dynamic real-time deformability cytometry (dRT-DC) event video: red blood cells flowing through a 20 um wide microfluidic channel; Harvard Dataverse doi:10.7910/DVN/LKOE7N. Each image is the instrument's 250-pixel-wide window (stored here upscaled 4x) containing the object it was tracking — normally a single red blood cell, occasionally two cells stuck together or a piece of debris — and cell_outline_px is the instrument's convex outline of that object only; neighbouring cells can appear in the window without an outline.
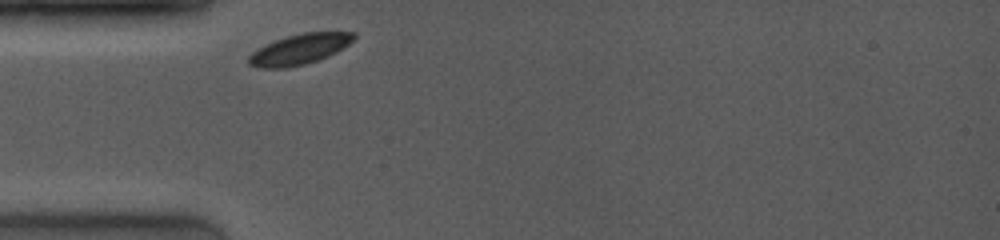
{"species": "common noctule bat (a hibernating species)", "species_latin": "Nyctalus noctula", "temperature_condition": "room temperature", "stored_images_in_passage": 25, "camera_frame_rate_fps": 4000, "um_per_image_px": 0.085, "animal": {"sex": "female", "body_mass_g": 19.0, "forearm_length_mm": 53.3}, "frame": {"image": 1, "passage_image": 1, "time_ms": 0.0, "image_size_px": [1000, 240], "cell_outline_px": [[356, 36], [348, 44], [336, 52], [328, 56], [304, 64], [284, 68], [260, 68], [248, 64], [248, 56], [252, 52], [264, 44], [288, 36], [304, 32], [356, 32]], "centroid_in_image_um": [25.43, 4.18], "position_along_channel_um": 59.6, "area_um2": 18.44}}
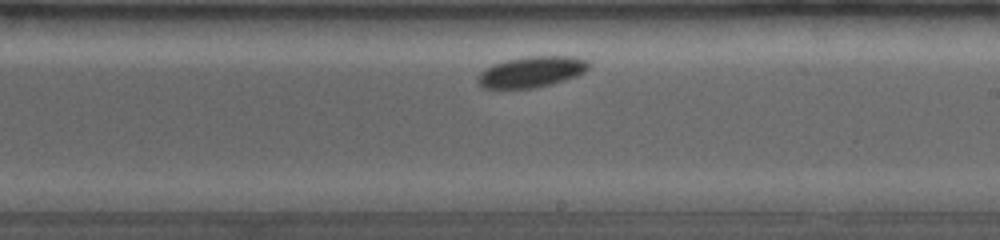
{"frame": {"image": 2, "passage_image": 14, "time_ms": 5.0, "image_size_px": [1000, 240], "cell_outline_px": [[592, 64], [584, 72], [576, 76], [552, 84], [536, 88], [484, 88], [476, 80], [476, 76], [484, 68], [492, 64], [504, 60], [528, 56], [572, 56], [584, 60]], "centroid_in_image_um": [45.15, 6.1], "position_along_channel_um": 243.9, "area_um2": 20.11}}
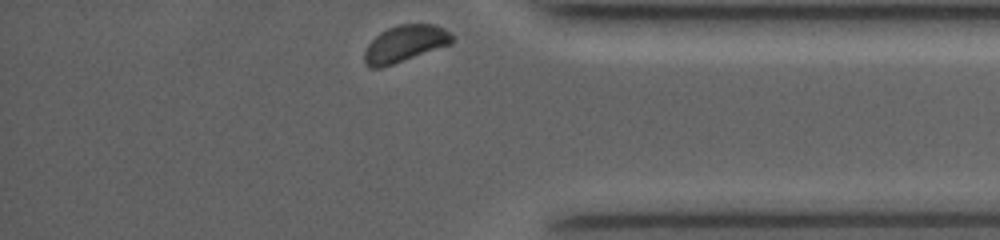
{"frame": {"image": 3, "passage_image": 25, "time_ms": 9.25, "image_size_px": [1000, 240], "cell_outline_px": [[456, 40], [452, 44], [380, 68], [368, 68], [364, 64], [364, 52], [368, 44], [380, 32], [388, 28], [400, 24], [436, 24], [444, 28]], "centroid_in_image_um": [34.42, 3.71], "position_along_channel_um": 400.8, "area_um2": 18.79}, "authors_computed_cell_mechanics": {"area_um2": 19.5942, "velocity_mm_per_s": 3.7524, "shape_relaxation_time_tau1_ms": 0.486, "shape_relaxation_time_tau2_ms": null, "deformation_change_tau1": 0.0295, "deformation_change_tau2": null}}